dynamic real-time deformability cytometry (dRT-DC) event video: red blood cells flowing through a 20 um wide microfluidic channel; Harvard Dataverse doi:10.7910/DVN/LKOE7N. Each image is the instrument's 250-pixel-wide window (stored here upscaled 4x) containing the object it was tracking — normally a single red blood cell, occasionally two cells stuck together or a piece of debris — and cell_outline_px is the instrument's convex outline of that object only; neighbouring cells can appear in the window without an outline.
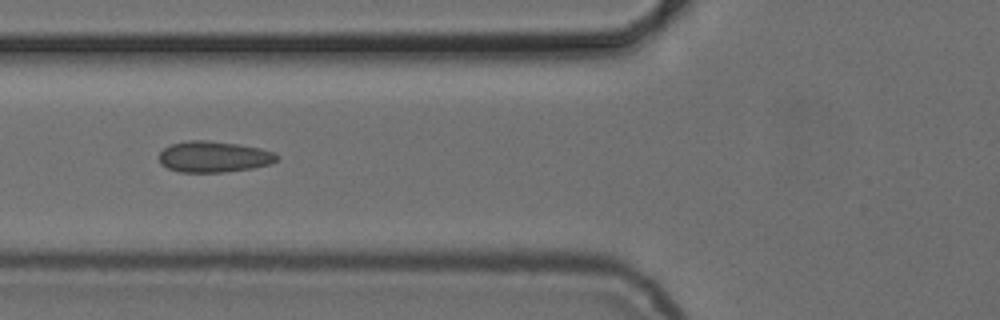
{"species": "common noctule bat (a hibernating species)", "species_latin": "Nyctalus noctula", "temperature_condition": "cold", "stored_images_in_passage": 5, "camera_frame_rate_fps": 3000, "um_per_image_px": 0.085, "animal": {"sex": "female", "body_mass_g": 24.6, "forearm_length_mm": 56.2}, "frame": {"image": 1, "passage_image": 2, "time_ms": 1.333, "image_size_px": [1000, 320], "cell_outline_px": [[280, 156], [272, 164], [252, 168], [224, 172], [180, 172], [168, 168], [160, 164], [160, 152], [164, 148], [172, 144], [188, 140], [208, 140], [240, 144], [260, 148], [276, 152]], "centroid_in_image_um": [18.21, 13.32], "position_along_channel_um": 107.6, "area_um2": 21.5}}
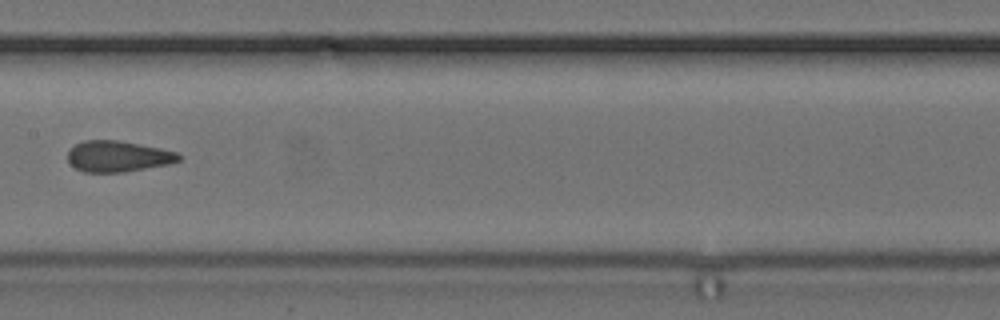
{"frame": {"image": 2, "passage_image": 4, "time_ms": 3.667, "image_size_px": [1000, 320], "cell_outline_px": [[180, 160], [168, 164], [124, 172], [84, 172], [76, 168], [68, 160], [68, 152], [76, 144], [84, 140], [120, 140], [160, 148], [176, 152], [180, 156]], "centroid_in_image_um": [10.02, 13.28], "position_along_channel_um": 197.4, "area_um2": 19.88}}
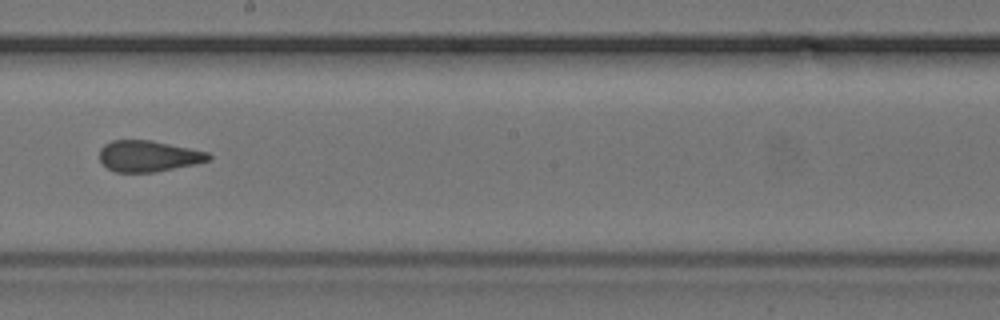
{"frame": {"image": 3, "passage_image": 5, "time_ms": 4.667, "image_size_px": [1000, 320], "cell_outline_px": [[212, 160], [196, 164], [152, 172], [116, 172], [108, 168], [100, 160], [100, 148], [104, 144], [112, 140], [152, 140], [208, 152], [212, 156]], "centroid_in_image_um": [12.63, 13.26], "position_along_channel_um": 235.6, "area_um2": 19.77}}